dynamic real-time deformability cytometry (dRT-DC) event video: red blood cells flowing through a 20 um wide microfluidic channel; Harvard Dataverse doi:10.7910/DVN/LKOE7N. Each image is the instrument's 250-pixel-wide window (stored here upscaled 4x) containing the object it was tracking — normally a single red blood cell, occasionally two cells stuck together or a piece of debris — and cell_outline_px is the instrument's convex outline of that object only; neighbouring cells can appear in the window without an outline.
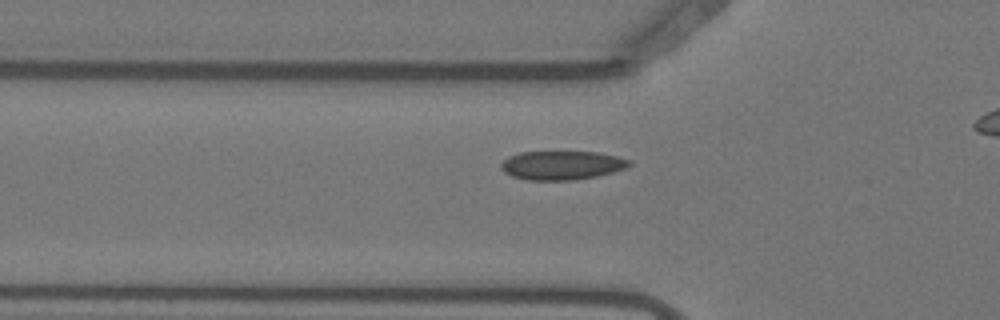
{"species": "Egyptian fruit bat (a non-hibernating species)", "species_latin": "Rousettus aegyptiacus", "temperature_condition": "warm", "stored_images_in_passage": 41, "camera_frame_rate_fps": 3000, "um_per_image_px": 0.085, "animal": {"sex": "female"}, "frame": {"image": 1, "passage_image": 14, "time_ms": 4.333, "image_size_px": [1000, 320], "cell_outline_px": [[632, 164], [624, 168], [612, 172], [596, 176], [572, 180], [528, 180], [512, 176], [504, 172], [500, 168], [500, 164], [508, 156], [520, 152], [600, 152], [632, 160]], "centroid_in_image_um": [47.74, 14.04], "position_along_channel_um": 78.1, "area_um2": 21.56}}
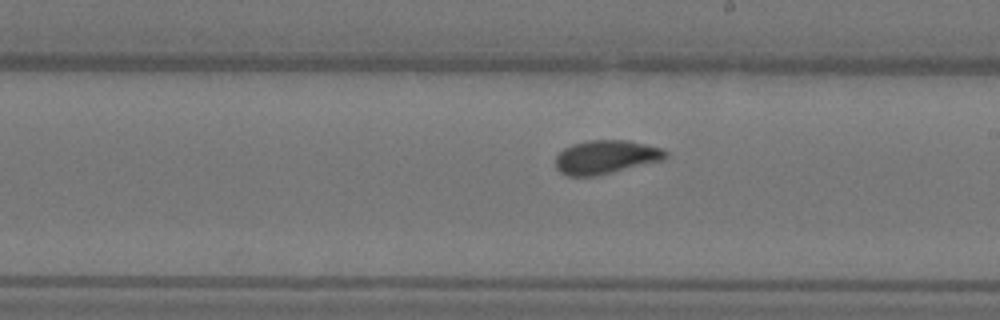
{"frame": {"image": 2, "passage_image": 27, "time_ms": 8.667, "image_size_px": [1000, 320], "cell_outline_px": [[668, 156], [664, 160], [596, 176], [568, 176], [560, 172], [556, 168], [556, 156], [564, 148], [572, 144], [588, 140], [628, 140], [660, 148], [668, 152]], "centroid_in_image_um": [51.5, 13.35], "position_along_channel_um": 237.5, "area_um2": 21.62}}
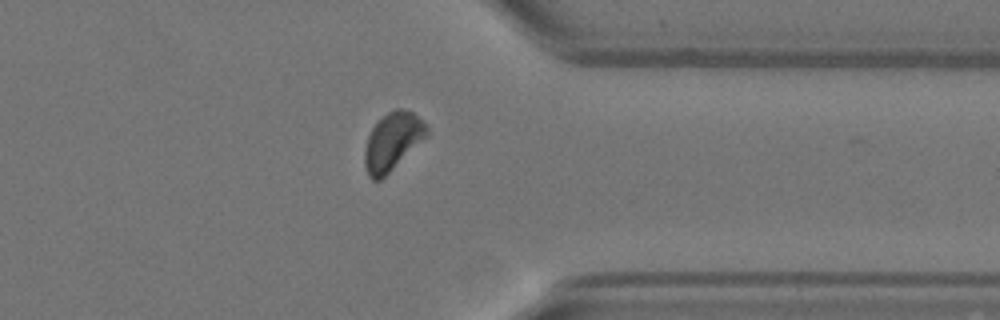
{"frame": {"image": 3, "passage_image": 39, "time_ms": 12.667, "image_size_px": [1000, 320], "cell_outline_px": [[428, 136], [380, 180], [372, 180], [368, 176], [364, 164], [364, 148], [368, 136], [372, 128], [388, 112], [396, 108], [400, 108], [412, 112], [424, 120], [428, 124]], "centroid_in_image_um": [33.38, 12.02], "position_along_channel_um": 378.0, "area_um2": 20.87}}